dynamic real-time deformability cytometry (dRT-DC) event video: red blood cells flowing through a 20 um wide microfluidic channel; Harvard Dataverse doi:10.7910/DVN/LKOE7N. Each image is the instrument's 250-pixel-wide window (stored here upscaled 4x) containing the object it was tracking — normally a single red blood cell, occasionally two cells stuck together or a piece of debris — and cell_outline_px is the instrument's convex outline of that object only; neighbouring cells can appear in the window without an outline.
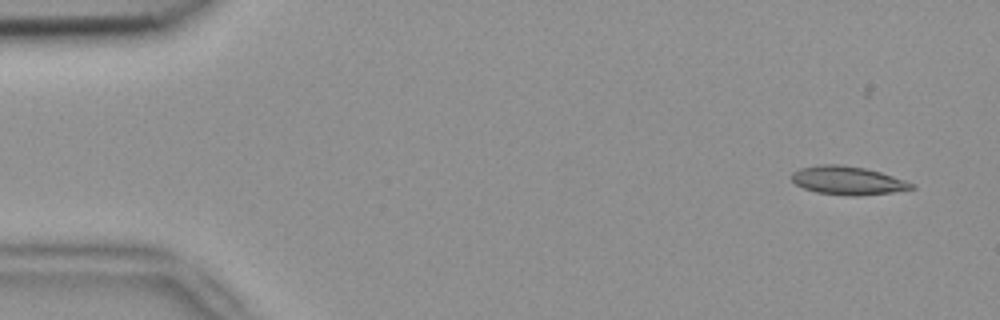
{"species": "common noctule bat (a hibernating species)", "species_latin": "Nyctalus noctula", "temperature_condition": "room temperature", "stored_images_in_passage": 5, "camera_frame_rate_fps": 3000, "um_per_image_px": 0.085, "animal": {"sex": "female", "body_mass_g": 18.4}, "frame": {"image": 1, "passage_image": 1, "time_ms": 0.0, "image_size_px": [1000, 320], "cell_outline_px": [[916, 188], [892, 192], [860, 196], [848, 196], [816, 192], [804, 188], [796, 184], [792, 180], [792, 172], [800, 168], [820, 164], [840, 164], [864, 168], [880, 172], [916, 184]], "centroid_in_image_um": [72.06, 15.34], "position_along_channel_um": 12.9, "area_um2": 19.88}}